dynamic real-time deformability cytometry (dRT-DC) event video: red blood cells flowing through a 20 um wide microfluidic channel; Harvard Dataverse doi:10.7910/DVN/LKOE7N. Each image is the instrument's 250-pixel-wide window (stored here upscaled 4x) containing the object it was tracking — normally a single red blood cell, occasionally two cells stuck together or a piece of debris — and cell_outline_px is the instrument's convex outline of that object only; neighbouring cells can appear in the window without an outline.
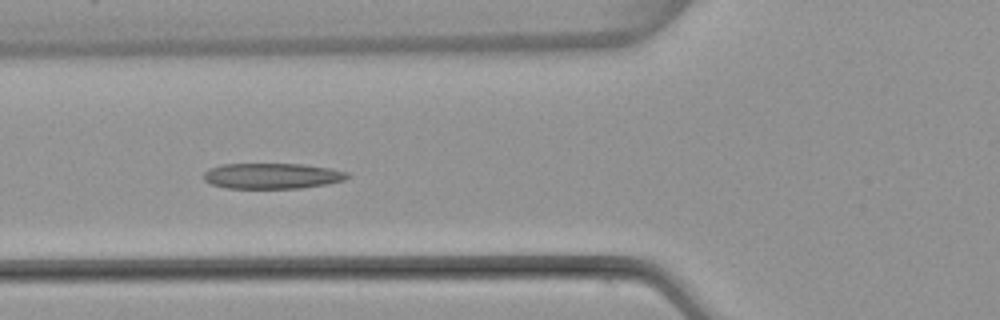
{"species": "common noctule bat (a hibernating species)", "species_latin": "Nyctalus noctula", "temperature_condition": "warm", "stored_images_in_passage": 6, "camera_frame_rate_fps": 3000, "um_per_image_px": 0.085, "animal": {"sex": "female", "body_mass_g": 22.7, "forearm_length_mm": 54.2}, "frame": {"image": 1, "passage_image": 6, "time_ms": 6.0, "image_size_px": [1000, 320], "cell_outline_px": [[352, 176], [344, 180], [328, 184], [300, 188], [228, 188], [212, 184], [204, 180], [204, 172], [208, 168], [220, 164], [304, 164], [328, 168], [348, 172]], "centroid_in_image_um": [23.14, 14.95], "position_along_channel_um": 102.7, "area_um2": 21.56}}